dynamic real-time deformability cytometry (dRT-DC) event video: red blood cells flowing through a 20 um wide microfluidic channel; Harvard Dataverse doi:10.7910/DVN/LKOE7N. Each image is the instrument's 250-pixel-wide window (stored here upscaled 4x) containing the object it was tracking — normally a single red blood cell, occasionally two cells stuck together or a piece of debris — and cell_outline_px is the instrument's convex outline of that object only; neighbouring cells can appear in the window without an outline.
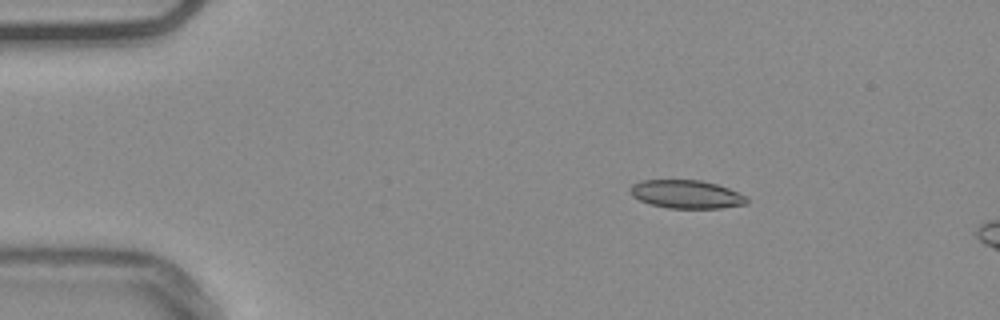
{"species": "common noctule bat (a hibernating species)", "species_latin": "Nyctalus noctula", "temperature_condition": "warm", "stored_images_in_passage": 12, "camera_frame_rate_fps": 3000, "um_per_image_px": 0.085, "animal": {"sex": "male", "body_mass_g": 20.4}, "frame": {"image": 1, "passage_image": 7, "time_ms": 2.0, "image_size_px": [1000, 320], "cell_outline_px": [[748, 204], [720, 208], [668, 208], [652, 204], [640, 200], [632, 196], [628, 188], [632, 184], [640, 180], [700, 180], [716, 184], [728, 188], [744, 196], [748, 200]], "centroid_in_image_um": [58.31, 16.51], "position_along_channel_um": 26.7, "area_um2": 19.13}}